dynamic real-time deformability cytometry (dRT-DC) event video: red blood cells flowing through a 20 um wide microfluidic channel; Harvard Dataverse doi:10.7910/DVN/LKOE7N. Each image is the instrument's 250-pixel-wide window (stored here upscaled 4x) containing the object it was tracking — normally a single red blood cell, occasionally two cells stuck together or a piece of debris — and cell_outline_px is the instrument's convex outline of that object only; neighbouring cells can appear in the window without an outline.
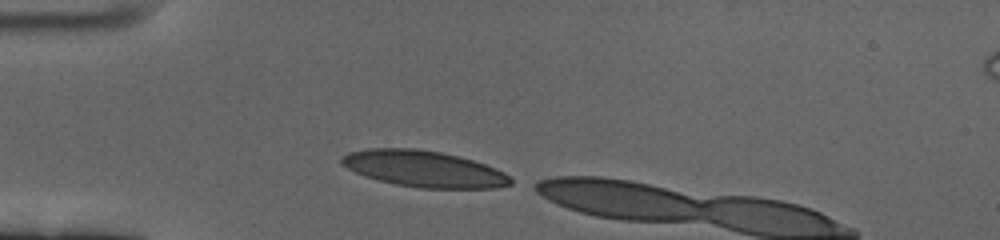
{"species": "human", "species_latin": "Homo sapiens", "temperature_condition": "cold", "stored_images_in_passage": 7, "camera_frame_rate_fps": 3000, "um_per_image_px": 0.085, "donor": {"sex": "female"}, "frame": {"image": 1, "passage_image": 1, "time_ms": 0.0, "image_size_px": [1000, 240], "cell_outline_px": [[512, 184], [496, 188], [420, 188], [396, 184], [380, 180], [356, 172], [340, 164], [340, 160], [348, 152], [368, 148], [416, 148], [440, 152], [460, 156], [496, 168], [504, 172], [512, 180]], "centroid_in_image_um": [36.04, 14.34], "position_along_channel_um": 49.0, "area_um2": 35.55}}
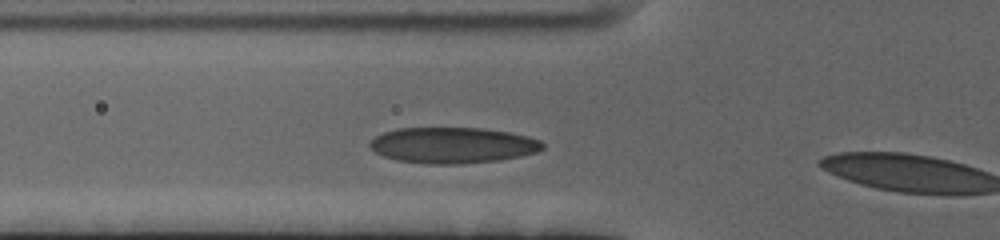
{"frame": {"image": 2, "passage_image": 6, "time_ms": 1.667, "image_size_px": [1000, 240], "cell_outline_px": [[544, 148], [536, 152], [520, 156], [496, 160], [460, 164], [428, 164], [396, 160], [384, 156], [376, 152], [368, 144], [376, 136], [384, 132], [396, 128], [480, 128], [508, 132], [540, 140], [544, 144]], "centroid_in_image_um": [38.46, 12.35], "position_along_channel_um": 87.3, "area_um2": 35.89}}